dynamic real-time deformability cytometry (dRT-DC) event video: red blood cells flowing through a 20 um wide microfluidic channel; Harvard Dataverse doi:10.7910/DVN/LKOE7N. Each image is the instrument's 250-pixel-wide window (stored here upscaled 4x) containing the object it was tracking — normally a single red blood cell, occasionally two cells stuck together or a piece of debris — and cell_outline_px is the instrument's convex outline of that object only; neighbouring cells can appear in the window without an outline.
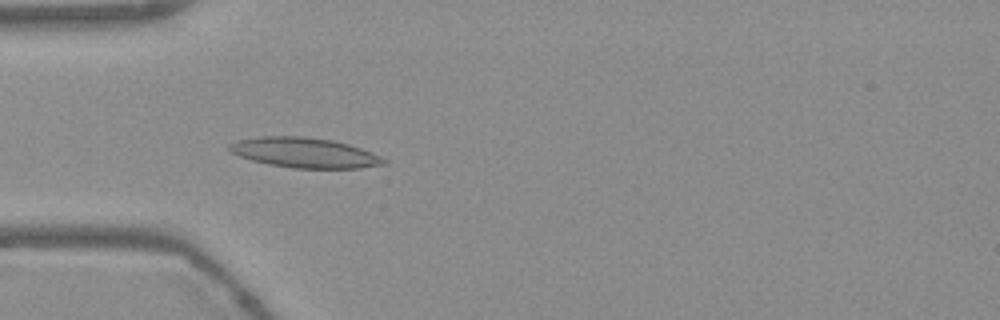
{"species": "Egyptian fruit bat (a non-hibernating species)", "species_latin": "Rousettus aegyptiacus", "temperature_condition": "warm", "stored_images_in_passage": 39, "camera_frame_rate_fps": 3000, "um_per_image_px": 0.085, "frame": {"image": 1, "passage_image": 1, "time_ms": 0.0, "image_size_px": [1000, 320], "cell_outline_px": [[388, 164], [360, 168], [292, 168], [268, 164], [252, 160], [228, 152], [224, 148], [228, 144], [236, 140], [260, 136], [304, 136], [332, 140], [348, 144], [372, 152], [388, 160]], "centroid_in_image_um": [25.85, 12.97], "position_along_channel_um": 59.2, "area_um2": 27.4}}
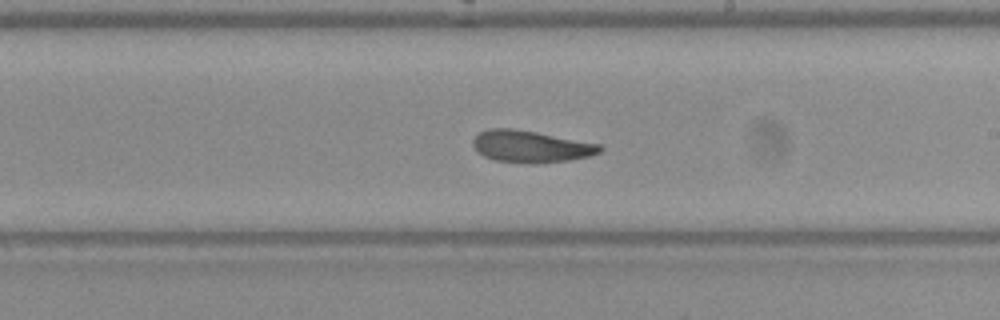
{"frame": {"image": 2, "passage_image": 16, "time_ms": 5.0, "image_size_px": [1000, 320], "cell_outline_px": [[604, 148], [600, 152], [592, 156], [568, 160], [496, 160], [484, 156], [476, 152], [472, 144], [472, 140], [480, 132], [488, 128], [512, 128], [536, 132], [600, 144]], "centroid_in_image_um": [45.1, 12.39], "position_along_channel_um": 243.9, "area_um2": 22.6}}
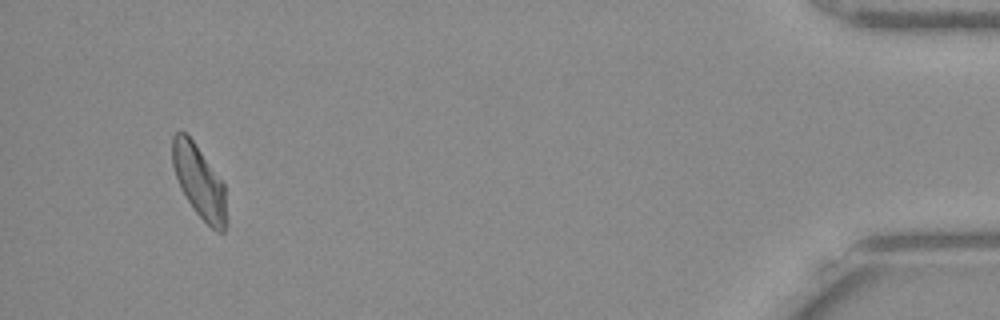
{"frame": {"image": 3, "passage_image": 36, "time_ms": 11.667, "image_size_px": [1000, 320], "cell_outline_px": [[228, 224], [224, 232], [216, 232], [196, 212], [180, 188], [172, 164], [172, 136], [180, 128], [192, 140], [224, 184], [228, 220]], "centroid_in_image_um": [16.95, 15.47], "position_along_channel_um": 418.3, "area_um2": 22.83}, "authors_computed_cell_mechanics": {"area_um2": 23.5246, "velocity_mm_per_s": 3.7501, "shape_relaxation_time_tau1_ms": 6.8995, "shape_relaxation_time_tau2_ms": 2.2835, "deformation_change_tau1": 0.1735, "deformation_change_tau2": 0.0894}}